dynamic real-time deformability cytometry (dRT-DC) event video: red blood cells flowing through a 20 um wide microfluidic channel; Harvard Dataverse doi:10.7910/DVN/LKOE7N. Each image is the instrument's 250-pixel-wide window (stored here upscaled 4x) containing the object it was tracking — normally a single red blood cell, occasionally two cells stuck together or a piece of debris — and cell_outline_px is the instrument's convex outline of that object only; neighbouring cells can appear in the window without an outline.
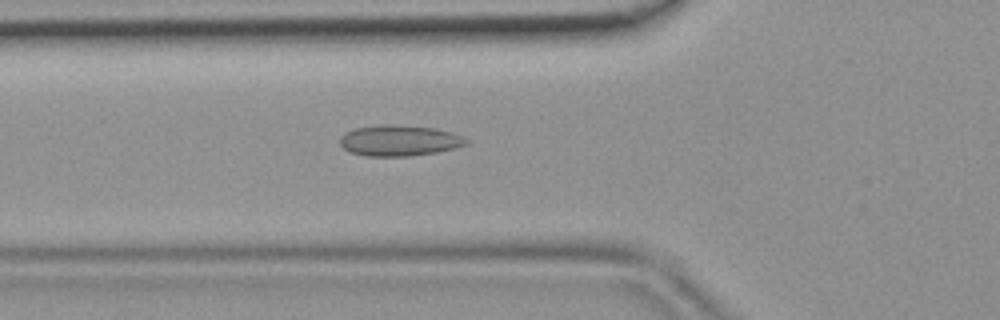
{"species": "common noctule bat (a hibernating species)", "species_latin": "Nyctalus noctula", "temperature_condition": "room temperature", "stored_images_in_passage": 42, "camera_frame_rate_fps": 3000, "um_per_image_px": 0.085, "animal": {"sex": "female", "body_mass_g": 19.9}, "frame": {"image": 1, "passage_image": 12, "time_ms": 3.667, "image_size_px": [1000, 320], "cell_outline_px": [[472, 140], [468, 144], [456, 148], [436, 152], [408, 156], [364, 156], [352, 152], [344, 148], [340, 144], [340, 136], [356, 128], [384, 124], [392, 124], [432, 128], [452, 132], [464, 136]], "centroid_in_image_um": [34.0, 11.95], "position_along_channel_um": 91.8, "area_um2": 22.72}}
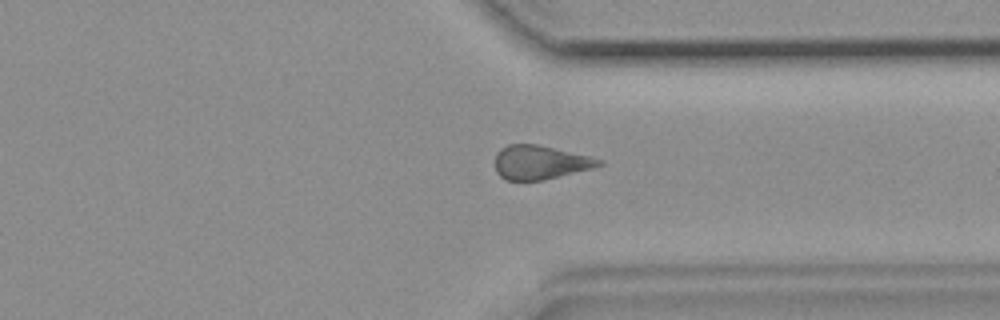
{"frame": {"image": 2, "passage_image": 31, "time_ms": 10.0, "image_size_px": [1000, 320], "cell_outline_px": [[604, 164], [592, 168], [544, 180], [504, 180], [496, 172], [496, 152], [500, 148], [508, 144], [536, 144], [588, 156], [604, 160]], "centroid_in_image_um": [45.88, 13.8], "position_along_channel_um": 365.5, "area_um2": 20.4}}
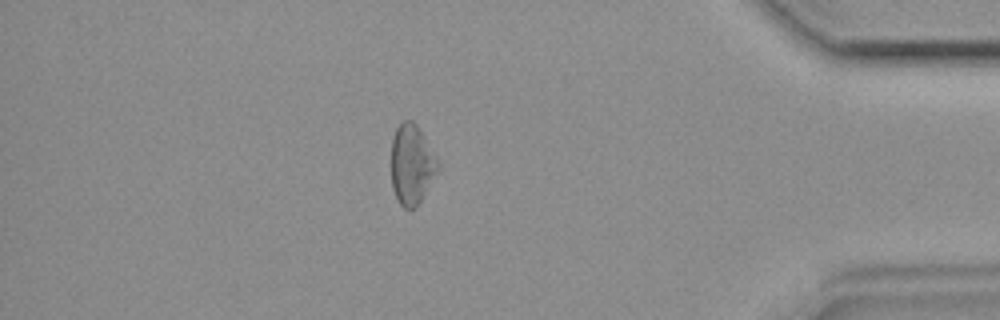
{"frame": {"image": 3, "passage_image": 36, "time_ms": 11.667, "image_size_px": [1000, 320], "cell_outline_px": [[440, 168], [416, 208], [404, 208], [400, 204], [392, 188], [392, 140], [396, 128], [404, 120], [412, 120], [416, 124], [440, 164]], "centroid_in_image_um": [35.0, 13.99], "position_along_channel_um": 400.2, "area_um2": 21.44}}